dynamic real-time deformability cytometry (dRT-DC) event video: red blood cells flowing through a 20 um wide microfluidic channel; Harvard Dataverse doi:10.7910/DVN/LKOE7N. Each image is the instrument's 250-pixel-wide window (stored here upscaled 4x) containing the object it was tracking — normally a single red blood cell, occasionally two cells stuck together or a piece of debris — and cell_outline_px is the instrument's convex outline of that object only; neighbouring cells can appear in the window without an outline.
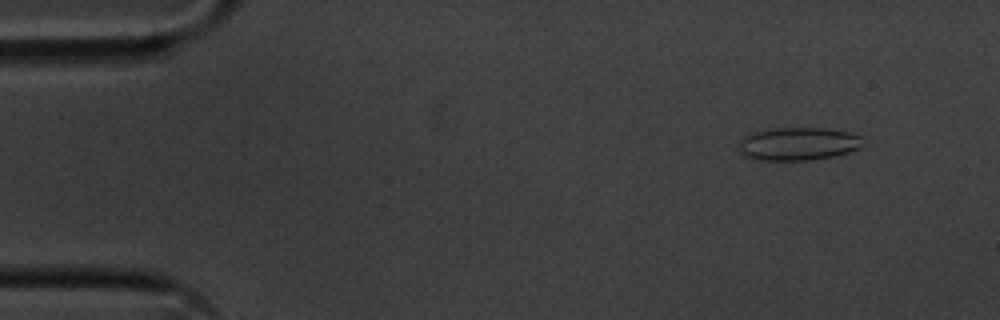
{"species": "common noctule bat (a hibernating species)", "species_latin": "Nyctalus noctula", "temperature_condition": "cold", "stored_images_in_passage": 52, "camera_frame_rate_fps": 3000, "um_per_image_px": 0.085, "animal": {"sex": "male", "body_mass_g": 20.1, "forearm_length_mm": 53.5}, "frame": {"image": 1, "passage_image": 2, "time_ms": 0.333, "image_size_px": [1000, 320], "cell_outline_px": [[860, 148], [836, 156], [808, 160], [760, 160], [744, 156], [740, 152], [740, 140], [744, 136], [752, 132], [776, 128], [828, 128], [848, 132], [860, 136]], "centroid_in_image_um": [67.82, 12.23], "position_along_channel_um": 17.2, "area_um2": 23.76}}
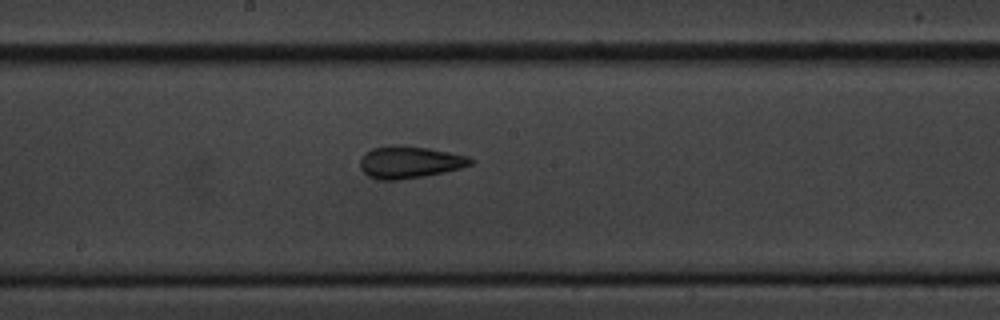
{"frame": {"image": 2, "passage_image": 26, "time_ms": 8.333, "image_size_px": [1000, 320], "cell_outline_px": [[472, 164], [460, 168], [444, 172], [424, 176], [400, 180], [380, 180], [368, 176], [360, 168], [360, 156], [372, 148], [392, 144], [400, 144], [428, 148], [468, 156], [472, 160]], "centroid_in_image_um": [34.76, 13.77], "position_along_channel_um": 213.4, "area_um2": 20.81}}
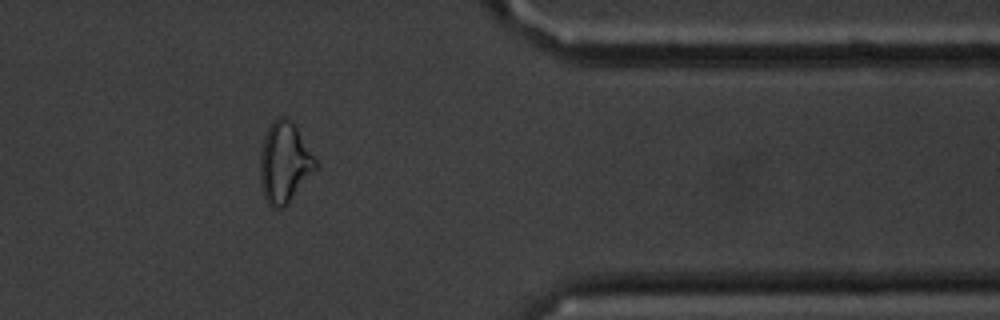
{"frame": {"image": 3, "passage_image": 42, "time_ms": 13.667, "image_size_px": [1000, 320], "cell_outline_px": [[316, 168], [288, 204], [284, 208], [272, 208], [268, 204], [264, 196], [260, 184], [260, 152], [264, 136], [272, 120], [280, 116], [284, 116], [296, 128], [316, 160]], "centroid_in_image_um": [24.13, 13.85], "position_along_channel_um": 387.3, "area_um2": 25.72}, "authors_computed_cell_mechanics": {"area_um2": 21.7617, "velocity_mm_per_s": 3.5834, "shape_relaxation_time_tau1_ms": 3.9607, "shape_relaxation_time_tau2_ms": 2.6314, "deformation_change_tau1": 0.0976, "deformation_change_tau2": 0.0977}}